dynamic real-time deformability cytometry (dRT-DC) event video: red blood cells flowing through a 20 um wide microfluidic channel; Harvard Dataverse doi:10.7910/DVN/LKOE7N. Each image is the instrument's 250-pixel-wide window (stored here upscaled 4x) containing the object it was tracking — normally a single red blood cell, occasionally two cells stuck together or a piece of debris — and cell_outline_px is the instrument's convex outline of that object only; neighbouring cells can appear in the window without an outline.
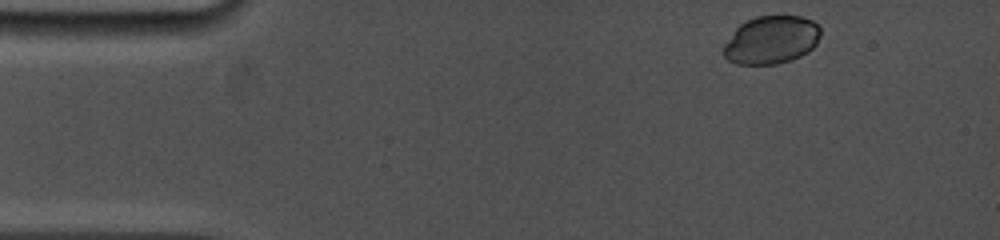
{"species": "common noctule bat (a hibernating species)", "species_latin": "Nyctalus noctula", "temperature_condition": "cold", "stored_images_in_passage": 38, "camera_frame_rate_fps": 5000, "um_per_image_px": 0.085, "animal": {"sex": "female", "body_mass_g": 19.0, "forearm_length_mm": 53.3}, "frame": {"image": 1, "passage_image": 1, "time_ms": 0.0, "image_size_px": [1000, 240], "cell_outline_px": [[820, 36], [816, 44], [812, 48], [800, 56], [792, 60], [776, 64], [736, 64], [728, 60], [724, 56], [724, 44], [736, 28], [744, 20], [756, 16], [800, 16], [812, 20], [820, 28]], "centroid_in_image_um": [65.55, 3.39], "position_along_channel_um": 19.5, "area_um2": 27.17}}